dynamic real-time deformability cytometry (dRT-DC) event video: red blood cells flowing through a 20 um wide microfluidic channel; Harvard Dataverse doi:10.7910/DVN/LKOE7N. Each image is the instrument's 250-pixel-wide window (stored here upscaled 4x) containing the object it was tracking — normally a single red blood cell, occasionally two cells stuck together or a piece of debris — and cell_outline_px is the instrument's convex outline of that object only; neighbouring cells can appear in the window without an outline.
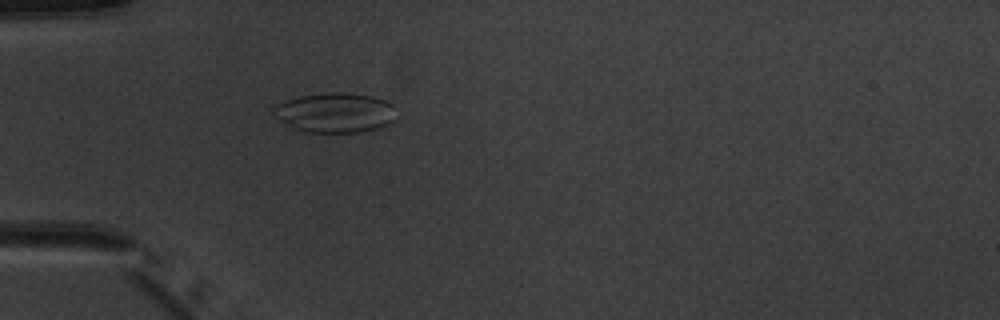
{"species": "common noctule bat (a hibernating species)", "species_latin": "Nyctalus noctula", "temperature_condition": "warm", "stored_images_in_passage": 3, "camera_frame_rate_fps": 3000, "um_per_image_px": 0.085, "animal": {"sex": "male", "body_mass_g": 20.1, "forearm_length_mm": 53.5}, "frame": {"image": 1, "passage_image": 3, "time_ms": 2.333, "image_size_px": [1000, 320], "cell_outline_px": [[392, 120], [388, 124], [376, 128], [360, 132], [304, 132], [280, 120], [268, 108], [276, 104], [300, 96], [324, 92], [344, 92], [372, 96], [384, 100], [392, 104]], "centroid_in_image_um": [28.42, 9.56], "position_along_channel_um": 56.6, "area_um2": 28.15}}